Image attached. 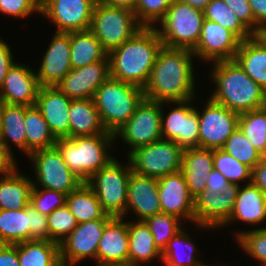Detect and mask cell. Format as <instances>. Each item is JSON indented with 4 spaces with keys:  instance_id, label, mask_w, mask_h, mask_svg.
I'll list each match as a JSON object with an SVG mask.
<instances>
[{
    "instance_id": "cell-1",
    "label": "cell",
    "mask_w": 266,
    "mask_h": 266,
    "mask_svg": "<svg viewBox=\"0 0 266 266\" xmlns=\"http://www.w3.org/2000/svg\"><path fill=\"white\" fill-rule=\"evenodd\" d=\"M194 53L188 49L162 46L152 67L148 82L143 88L148 100L179 102L193 100Z\"/></svg>"
},
{
    "instance_id": "cell-2",
    "label": "cell",
    "mask_w": 266,
    "mask_h": 266,
    "mask_svg": "<svg viewBox=\"0 0 266 266\" xmlns=\"http://www.w3.org/2000/svg\"><path fill=\"white\" fill-rule=\"evenodd\" d=\"M162 46L155 27H142L108 53L110 77L144 88Z\"/></svg>"
},
{
    "instance_id": "cell-3",
    "label": "cell",
    "mask_w": 266,
    "mask_h": 266,
    "mask_svg": "<svg viewBox=\"0 0 266 266\" xmlns=\"http://www.w3.org/2000/svg\"><path fill=\"white\" fill-rule=\"evenodd\" d=\"M212 80L214 102L243 113L265 107L263 88L253 81L235 60L214 62Z\"/></svg>"
},
{
    "instance_id": "cell-4",
    "label": "cell",
    "mask_w": 266,
    "mask_h": 266,
    "mask_svg": "<svg viewBox=\"0 0 266 266\" xmlns=\"http://www.w3.org/2000/svg\"><path fill=\"white\" fill-rule=\"evenodd\" d=\"M116 140L114 134H97L60 138L56 146L70 170L83 182H86L113 157L108 155V148Z\"/></svg>"
},
{
    "instance_id": "cell-5",
    "label": "cell",
    "mask_w": 266,
    "mask_h": 266,
    "mask_svg": "<svg viewBox=\"0 0 266 266\" xmlns=\"http://www.w3.org/2000/svg\"><path fill=\"white\" fill-rule=\"evenodd\" d=\"M145 98L143 88L109 77L93 100L107 132L115 134Z\"/></svg>"
},
{
    "instance_id": "cell-6",
    "label": "cell",
    "mask_w": 266,
    "mask_h": 266,
    "mask_svg": "<svg viewBox=\"0 0 266 266\" xmlns=\"http://www.w3.org/2000/svg\"><path fill=\"white\" fill-rule=\"evenodd\" d=\"M204 13L202 10L178 0H173L156 29L163 46L193 51L201 35Z\"/></svg>"
},
{
    "instance_id": "cell-7",
    "label": "cell",
    "mask_w": 266,
    "mask_h": 266,
    "mask_svg": "<svg viewBox=\"0 0 266 266\" xmlns=\"http://www.w3.org/2000/svg\"><path fill=\"white\" fill-rule=\"evenodd\" d=\"M141 28L133 11L97 2L89 30L101 42L102 48L109 53Z\"/></svg>"
},
{
    "instance_id": "cell-8",
    "label": "cell",
    "mask_w": 266,
    "mask_h": 266,
    "mask_svg": "<svg viewBox=\"0 0 266 266\" xmlns=\"http://www.w3.org/2000/svg\"><path fill=\"white\" fill-rule=\"evenodd\" d=\"M130 162L123 167L113 158L102 167L86 184L94 191L102 209L111 216L121 217L126 212Z\"/></svg>"
},
{
    "instance_id": "cell-9",
    "label": "cell",
    "mask_w": 266,
    "mask_h": 266,
    "mask_svg": "<svg viewBox=\"0 0 266 266\" xmlns=\"http://www.w3.org/2000/svg\"><path fill=\"white\" fill-rule=\"evenodd\" d=\"M183 151L173 140L160 139L132 151L128 161L134 172L159 179L181 170Z\"/></svg>"
},
{
    "instance_id": "cell-10",
    "label": "cell",
    "mask_w": 266,
    "mask_h": 266,
    "mask_svg": "<svg viewBox=\"0 0 266 266\" xmlns=\"http://www.w3.org/2000/svg\"><path fill=\"white\" fill-rule=\"evenodd\" d=\"M28 157L32 159L35 168L37 183L33 182V186L39 183L44 189L68 195L83 183L64 162L56 145L34 151Z\"/></svg>"
},
{
    "instance_id": "cell-11",
    "label": "cell",
    "mask_w": 266,
    "mask_h": 266,
    "mask_svg": "<svg viewBox=\"0 0 266 266\" xmlns=\"http://www.w3.org/2000/svg\"><path fill=\"white\" fill-rule=\"evenodd\" d=\"M144 98L130 119L114 134L131 146L128 155L135 149L162 139L161 112L163 104ZM118 136V137H117Z\"/></svg>"
},
{
    "instance_id": "cell-12",
    "label": "cell",
    "mask_w": 266,
    "mask_h": 266,
    "mask_svg": "<svg viewBox=\"0 0 266 266\" xmlns=\"http://www.w3.org/2000/svg\"><path fill=\"white\" fill-rule=\"evenodd\" d=\"M203 112L198 110L199 148L222 149L238 127L239 113L208 99Z\"/></svg>"
},
{
    "instance_id": "cell-13",
    "label": "cell",
    "mask_w": 266,
    "mask_h": 266,
    "mask_svg": "<svg viewBox=\"0 0 266 266\" xmlns=\"http://www.w3.org/2000/svg\"><path fill=\"white\" fill-rule=\"evenodd\" d=\"M109 220L97 219L79 223L59 244L61 265L74 266L87 257H92L97 262L98 244Z\"/></svg>"
},
{
    "instance_id": "cell-14",
    "label": "cell",
    "mask_w": 266,
    "mask_h": 266,
    "mask_svg": "<svg viewBox=\"0 0 266 266\" xmlns=\"http://www.w3.org/2000/svg\"><path fill=\"white\" fill-rule=\"evenodd\" d=\"M97 0H46L41 14L56 25V32L88 30Z\"/></svg>"
},
{
    "instance_id": "cell-15",
    "label": "cell",
    "mask_w": 266,
    "mask_h": 266,
    "mask_svg": "<svg viewBox=\"0 0 266 266\" xmlns=\"http://www.w3.org/2000/svg\"><path fill=\"white\" fill-rule=\"evenodd\" d=\"M190 101L170 102L179 105L168 112L166 119L161 112L162 139L173 140L183 149L199 147V119L198 111Z\"/></svg>"
},
{
    "instance_id": "cell-16",
    "label": "cell",
    "mask_w": 266,
    "mask_h": 266,
    "mask_svg": "<svg viewBox=\"0 0 266 266\" xmlns=\"http://www.w3.org/2000/svg\"><path fill=\"white\" fill-rule=\"evenodd\" d=\"M241 185L230 183L219 194L204 190L194 199L195 224L200 228H220L231 217Z\"/></svg>"
},
{
    "instance_id": "cell-17",
    "label": "cell",
    "mask_w": 266,
    "mask_h": 266,
    "mask_svg": "<svg viewBox=\"0 0 266 266\" xmlns=\"http://www.w3.org/2000/svg\"><path fill=\"white\" fill-rule=\"evenodd\" d=\"M240 44L241 40L232 31L204 19L199 42L192 52L208 62L234 60Z\"/></svg>"
},
{
    "instance_id": "cell-18",
    "label": "cell",
    "mask_w": 266,
    "mask_h": 266,
    "mask_svg": "<svg viewBox=\"0 0 266 266\" xmlns=\"http://www.w3.org/2000/svg\"><path fill=\"white\" fill-rule=\"evenodd\" d=\"M110 77L108 56L102 60L83 67L72 68L56 84L71 100L93 99L97 89Z\"/></svg>"
},
{
    "instance_id": "cell-19",
    "label": "cell",
    "mask_w": 266,
    "mask_h": 266,
    "mask_svg": "<svg viewBox=\"0 0 266 266\" xmlns=\"http://www.w3.org/2000/svg\"><path fill=\"white\" fill-rule=\"evenodd\" d=\"M161 212L195 223L194 199L190 196L181 171L158 179Z\"/></svg>"
},
{
    "instance_id": "cell-20",
    "label": "cell",
    "mask_w": 266,
    "mask_h": 266,
    "mask_svg": "<svg viewBox=\"0 0 266 266\" xmlns=\"http://www.w3.org/2000/svg\"><path fill=\"white\" fill-rule=\"evenodd\" d=\"M71 99L56 86H40L36 107L56 139L69 138V108Z\"/></svg>"
},
{
    "instance_id": "cell-21",
    "label": "cell",
    "mask_w": 266,
    "mask_h": 266,
    "mask_svg": "<svg viewBox=\"0 0 266 266\" xmlns=\"http://www.w3.org/2000/svg\"><path fill=\"white\" fill-rule=\"evenodd\" d=\"M71 69L70 32H56L36 72L38 83L40 86H56Z\"/></svg>"
},
{
    "instance_id": "cell-22",
    "label": "cell",
    "mask_w": 266,
    "mask_h": 266,
    "mask_svg": "<svg viewBox=\"0 0 266 266\" xmlns=\"http://www.w3.org/2000/svg\"><path fill=\"white\" fill-rule=\"evenodd\" d=\"M129 210L134 211L138 221H145L147 218L161 213L158 179L131 170L128 180L126 212L121 217L124 218Z\"/></svg>"
},
{
    "instance_id": "cell-23",
    "label": "cell",
    "mask_w": 266,
    "mask_h": 266,
    "mask_svg": "<svg viewBox=\"0 0 266 266\" xmlns=\"http://www.w3.org/2000/svg\"><path fill=\"white\" fill-rule=\"evenodd\" d=\"M33 70L14 63L0 87V99L6 104L34 106L40 85Z\"/></svg>"
},
{
    "instance_id": "cell-24",
    "label": "cell",
    "mask_w": 266,
    "mask_h": 266,
    "mask_svg": "<svg viewBox=\"0 0 266 266\" xmlns=\"http://www.w3.org/2000/svg\"><path fill=\"white\" fill-rule=\"evenodd\" d=\"M128 222L113 216L104 227L97 248V265L128 262Z\"/></svg>"
},
{
    "instance_id": "cell-25",
    "label": "cell",
    "mask_w": 266,
    "mask_h": 266,
    "mask_svg": "<svg viewBox=\"0 0 266 266\" xmlns=\"http://www.w3.org/2000/svg\"><path fill=\"white\" fill-rule=\"evenodd\" d=\"M213 150L186 148L182 154L181 172L190 196L195 199L206 189L208 174L213 170Z\"/></svg>"
},
{
    "instance_id": "cell-26",
    "label": "cell",
    "mask_w": 266,
    "mask_h": 266,
    "mask_svg": "<svg viewBox=\"0 0 266 266\" xmlns=\"http://www.w3.org/2000/svg\"><path fill=\"white\" fill-rule=\"evenodd\" d=\"M265 219V194L252 183H246L245 187H239L231 217L224 226L235 220L243 221L249 225H259Z\"/></svg>"
},
{
    "instance_id": "cell-27",
    "label": "cell",
    "mask_w": 266,
    "mask_h": 266,
    "mask_svg": "<svg viewBox=\"0 0 266 266\" xmlns=\"http://www.w3.org/2000/svg\"><path fill=\"white\" fill-rule=\"evenodd\" d=\"M69 138L108 134L93 99L71 100Z\"/></svg>"
},
{
    "instance_id": "cell-28",
    "label": "cell",
    "mask_w": 266,
    "mask_h": 266,
    "mask_svg": "<svg viewBox=\"0 0 266 266\" xmlns=\"http://www.w3.org/2000/svg\"><path fill=\"white\" fill-rule=\"evenodd\" d=\"M234 60L253 81L266 87V46L255 34L241 41Z\"/></svg>"
},
{
    "instance_id": "cell-29",
    "label": "cell",
    "mask_w": 266,
    "mask_h": 266,
    "mask_svg": "<svg viewBox=\"0 0 266 266\" xmlns=\"http://www.w3.org/2000/svg\"><path fill=\"white\" fill-rule=\"evenodd\" d=\"M33 181L14 171L0 177V210L23 209L30 204Z\"/></svg>"
},
{
    "instance_id": "cell-30",
    "label": "cell",
    "mask_w": 266,
    "mask_h": 266,
    "mask_svg": "<svg viewBox=\"0 0 266 266\" xmlns=\"http://www.w3.org/2000/svg\"><path fill=\"white\" fill-rule=\"evenodd\" d=\"M129 251L128 262L135 265L162 258V251L155 245L150 228L144 221L128 222Z\"/></svg>"
},
{
    "instance_id": "cell-31",
    "label": "cell",
    "mask_w": 266,
    "mask_h": 266,
    "mask_svg": "<svg viewBox=\"0 0 266 266\" xmlns=\"http://www.w3.org/2000/svg\"><path fill=\"white\" fill-rule=\"evenodd\" d=\"M108 53L88 29L70 32V61L72 68L83 67L104 60Z\"/></svg>"
},
{
    "instance_id": "cell-32",
    "label": "cell",
    "mask_w": 266,
    "mask_h": 266,
    "mask_svg": "<svg viewBox=\"0 0 266 266\" xmlns=\"http://www.w3.org/2000/svg\"><path fill=\"white\" fill-rule=\"evenodd\" d=\"M66 205L78 224L97 219H111L113 217L102 209L97 196L86 182H83L75 191L67 195Z\"/></svg>"
},
{
    "instance_id": "cell-33",
    "label": "cell",
    "mask_w": 266,
    "mask_h": 266,
    "mask_svg": "<svg viewBox=\"0 0 266 266\" xmlns=\"http://www.w3.org/2000/svg\"><path fill=\"white\" fill-rule=\"evenodd\" d=\"M20 266H62L59 244L49 240H28L18 243Z\"/></svg>"
},
{
    "instance_id": "cell-34",
    "label": "cell",
    "mask_w": 266,
    "mask_h": 266,
    "mask_svg": "<svg viewBox=\"0 0 266 266\" xmlns=\"http://www.w3.org/2000/svg\"><path fill=\"white\" fill-rule=\"evenodd\" d=\"M29 106L6 104L3 108L2 116V128L0 132V140L4 146L11 153L10 144L11 141L21 151L26 153V131L24 125L25 110Z\"/></svg>"
},
{
    "instance_id": "cell-35",
    "label": "cell",
    "mask_w": 266,
    "mask_h": 266,
    "mask_svg": "<svg viewBox=\"0 0 266 266\" xmlns=\"http://www.w3.org/2000/svg\"><path fill=\"white\" fill-rule=\"evenodd\" d=\"M26 131V154L55 146L57 139L49 129L48 123L44 120L40 110L29 106L25 110L24 119Z\"/></svg>"
},
{
    "instance_id": "cell-36",
    "label": "cell",
    "mask_w": 266,
    "mask_h": 266,
    "mask_svg": "<svg viewBox=\"0 0 266 266\" xmlns=\"http://www.w3.org/2000/svg\"><path fill=\"white\" fill-rule=\"evenodd\" d=\"M29 205L18 210H0V244L30 240Z\"/></svg>"
},
{
    "instance_id": "cell-37",
    "label": "cell",
    "mask_w": 266,
    "mask_h": 266,
    "mask_svg": "<svg viewBox=\"0 0 266 266\" xmlns=\"http://www.w3.org/2000/svg\"><path fill=\"white\" fill-rule=\"evenodd\" d=\"M180 248V249H179ZM187 250L184 254L185 256H181V252L179 250L184 249ZM179 249V250H178ZM197 249L194 243L182 228L167 244V246L162 251V262L165 266H207L203 265L200 259H197ZM183 254V255H184ZM186 258V259H184Z\"/></svg>"
},
{
    "instance_id": "cell-38",
    "label": "cell",
    "mask_w": 266,
    "mask_h": 266,
    "mask_svg": "<svg viewBox=\"0 0 266 266\" xmlns=\"http://www.w3.org/2000/svg\"><path fill=\"white\" fill-rule=\"evenodd\" d=\"M203 13L204 19L216 22L232 31L241 41L254 35L223 0H211Z\"/></svg>"
},
{
    "instance_id": "cell-39",
    "label": "cell",
    "mask_w": 266,
    "mask_h": 266,
    "mask_svg": "<svg viewBox=\"0 0 266 266\" xmlns=\"http://www.w3.org/2000/svg\"><path fill=\"white\" fill-rule=\"evenodd\" d=\"M238 127L249 142L266 156V107L240 113Z\"/></svg>"
},
{
    "instance_id": "cell-40",
    "label": "cell",
    "mask_w": 266,
    "mask_h": 266,
    "mask_svg": "<svg viewBox=\"0 0 266 266\" xmlns=\"http://www.w3.org/2000/svg\"><path fill=\"white\" fill-rule=\"evenodd\" d=\"M240 163L253 169L264 157L246 138L239 127L228 137L222 148Z\"/></svg>"
},
{
    "instance_id": "cell-41",
    "label": "cell",
    "mask_w": 266,
    "mask_h": 266,
    "mask_svg": "<svg viewBox=\"0 0 266 266\" xmlns=\"http://www.w3.org/2000/svg\"><path fill=\"white\" fill-rule=\"evenodd\" d=\"M213 167L217 169L230 183L248 180L251 183L252 169L240 163L235 157L223 149L213 150Z\"/></svg>"
},
{
    "instance_id": "cell-42",
    "label": "cell",
    "mask_w": 266,
    "mask_h": 266,
    "mask_svg": "<svg viewBox=\"0 0 266 266\" xmlns=\"http://www.w3.org/2000/svg\"><path fill=\"white\" fill-rule=\"evenodd\" d=\"M181 219L167 213H158L144 222L153 234L155 245L163 251L168 242L182 229Z\"/></svg>"
},
{
    "instance_id": "cell-43",
    "label": "cell",
    "mask_w": 266,
    "mask_h": 266,
    "mask_svg": "<svg viewBox=\"0 0 266 266\" xmlns=\"http://www.w3.org/2000/svg\"><path fill=\"white\" fill-rule=\"evenodd\" d=\"M49 241L60 244L78 225L76 218L65 204L47 216Z\"/></svg>"
},
{
    "instance_id": "cell-44",
    "label": "cell",
    "mask_w": 266,
    "mask_h": 266,
    "mask_svg": "<svg viewBox=\"0 0 266 266\" xmlns=\"http://www.w3.org/2000/svg\"><path fill=\"white\" fill-rule=\"evenodd\" d=\"M170 4L169 0H137L133 12L142 27H155L154 23L163 19Z\"/></svg>"
},
{
    "instance_id": "cell-45",
    "label": "cell",
    "mask_w": 266,
    "mask_h": 266,
    "mask_svg": "<svg viewBox=\"0 0 266 266\" xmlns=\"http://www.w3.org/2000/svg\"><path fill=\"white\" fill-rule=\"evenodd\" d=\"M236 240L247 254L266 266V227L239 232Z\"/></svg>"
},
{
    "instance_id": "cell-46",
    "label": "cell",
    "mask_w": 266,
    "mask_h": 266,
    "mask_svg": "<svg viewBox=\"0 0 266 266\" xmlns=\"http://www.w3.org/2000/svg\"><path fill=\"white\" fill-rule=\"evenodd\" d=\"M37 186H33L30 196V204L36 211L48 216L53 210L66 204V194L44 188L40 190Z\"/></svg>"
},
{
    "instance_id": "cell-47",
    "label": "cell",
    "mask_w": 266,
    "mask_h": 266,
    "mask_svg": "<svg viewBox=\"0 0 266 266\" xmlns=\"http://www.w3.org/2000/svg\"><path fill=\"white\" fill-rule=\"evenodd\" d=\"M35 11L41 13V4L37 0H0V12L6 15L25 18Z\"/></svg>"
},
{
    "instance_id": "cell-48",
    "label": "cell",
    "mask_w": 266,
    "mask_h": 266,
    "mask_svg": "<svg viewBox=\"0 0 266 266\" xmlns=\"http://www.w3.org/2000/svg\"><path fill=\"white\" fill-rule=\"evenodd\" d=\"M30 240H49L47 216L29 204Z\"/></svg>"
},
{
    "instance_id": "cell-49",
    "label": "cell",
    "mask_w": 266,
    "mask_h": 266,
    "mask_svg": "<svg viewBox=\"0 0 266 266\" xmlns=\"http://www.w3.org/2000/svg\"><path fill=\"white\" fill-rule=\"evenodd\" d=\"M234 11L242 23L253 33H256V22L248 0H223Z\"/></svg>"
},
{
    "instance_id": "cell-50",
    "label": "cell",
    "mask_w": 266,
    "mask_h": 266,
    "mask_svg": "<svg viewBox=\"0 0 266 266\" xmlns=\"http://www.w3.org/2000/svg\"><path fill=\"white\" fill-rule=\"evenodd\" d=\"M13 60L14 58L12 56L10 46L0 39V87L4 82L9 69L14 64Z\"/></svg>"
},
{
    "instance_id": "cell-51",
    "label": "cell",
    "mask_w": 266,
    "mask_h": 266,
    "mask_svg": "<svg viewBox=\"0 0 266 266\" xmlns=\"http://www.w3.org/2000/svg\"><path fill=\"white\" fill-rule=\"evenodd\" d=\"M0 266H20L17 244H0Z\"/></svg>"
},
{
    "instance_id": "cell-52",
    "label": "cell",
    "mask_w": 266,
    "mask_h": 266,
    "mask_svg": "<svg viewBox=\"0 0 266 266\" xmlns=\"http://www.w3.org/2000/svg\"><path fill=\"white\" fill-rule=\"evenodd\" d=\"M230 182L215 168L208 174L206 182V191H211L216 194L224 192Z\"/></svg>"
},
{
    "instance_id": "cell-53",
    "label": "cell",
    "mask_w": 266,
    "mask_h": 266,
    "mask_svg": "<svg viewBox=\"0 0 266 266\" xmlns=\"http://www.w3.org/2000/svg\"><path fill=\"white\" fill-rule=\"evenodd\" d=\"M251 183L266 196V156L252 169Z\"/></svg>"
},
{
    "instance_id": "cell-54",
    "label": "cell",
    "mask_w": 266,
    "mask_h": 266,
    "mask_svg": "<svg viewBox=\"0 0 266 266\" xmlns=\"http://www.w3.org/2000/svg\"><path fill=\"white\" fill-rule=\"evenodd\" d=\"M15 157L7 150L0 140V176L14 171L17 167Z\"/></svg>"
},
{
    "instance_id": "cell-55",
    "label": "cell",
    "mask_w": 266,
    "mask_h": 266,
    "mask_svg": "<svg viewBox=\"0 0 266 266\" xmlns=\"http://www.w3.org/2000/svg\"><path fill=\"white\" fill-rule=\"evenodd\" d=\"M256 22V32L266 25V0H248Z\"/></svg>"
},
{
    "instance_id": "cell-56",
    "label": "cell",
    "mask_w": 266,
    "mask_h": 266,
    "mask_svg": "<svg viewBox=\"0 0 266 266\" xmlns=\"http://www.w3.org/2000/svg\"><path fill=\"white\" fill-rule=\"evenodd\" d=\"M98 3H103L112 7L125 8L134 11L137 0H97Z\"/></svg>"
},
{
    "instance_id": "cell-57",
    "label": "cell",
    "mask_w": 266,
    "mask_h": 266,
    "mask_svg": "<svg viewBox=\"0 0 266 266\" xmlns=\"http://www.w3.org/2000/svg\"><path fill=\"white\" fill-rule=\"evenodd\" d=\"M178 1H181L183 3L192 6L193 8H197L203 11L211 0H178Z\"/></svg>"
},
{
    "instance_id": "cell-58",
    "label": "cell",
    "mask_w": 266,
    "mask_h": 266,
    "mask_svg": "<svg viewBox=\"0 0 266 266\" xmlns=\"http://www.w3.org/2000/svg\"><path fill=\"white\" fill-rule=\"evenodd\" d=\"M255 35L262 41V43L266 46V25L262 26Z\"/></svg>"
},
{
    "instance_id": "cell-59",
    "label": "cell",
    "mask_w": 266,
    "mask_h": 266,
    "mask_svg": "<svg viewBox=\"0 0 266 266\" xmlns=\"http://www.w3.org/2000/svg\"><path fill=\"white\" fill-rule=\"evenodd\" d=\"M98 266H139V265H135L131 262H126V263H116V264H102V265H98Z\"/></svg>"
},
{
    "instance_id": "cell-60",
    "label": "cell",
    "mask_w": 266,
    "mask_h": 266,
    "mask_svg": "<svg viewBox=\"0 0 266 266\" xmlns=\"http://www.w3.org/2000/svg\"><path fill=\"white\" fill-rule=\"evenodd\" d=\"M5 103L0 99V132L2 128V116H3V108Z\"/></svg>"
},
{
    "instance_id": "cell-61",
    "label": "cell",
    "mask_w": 266,
    "mask_h": 266,
    "mask_svg": "<svg viewBox=\"0 0 266 266\" xmlns=\"http://www.w3.org/2000/svg\"><path fill=\"white\" fill-rule=\"evenodd\" d=\"M263 93H264V105L266 107V87L263 89Z\"/></svg>"
},
{
    "instance_id": "cell-62",
    "label": "cell",
    "mask_w": 266,
    "mask_h": 266,
    "mask_svg": "<svg viewBox=\"0 0 266 266\" xmlns=\"http://www.w3.org/2000/svg\"><path fill=\"white\" fill-rule=\"evenodd\" d=\"M41 5L46 1V0H37Z\"/></svg>"
}]
</instances>
